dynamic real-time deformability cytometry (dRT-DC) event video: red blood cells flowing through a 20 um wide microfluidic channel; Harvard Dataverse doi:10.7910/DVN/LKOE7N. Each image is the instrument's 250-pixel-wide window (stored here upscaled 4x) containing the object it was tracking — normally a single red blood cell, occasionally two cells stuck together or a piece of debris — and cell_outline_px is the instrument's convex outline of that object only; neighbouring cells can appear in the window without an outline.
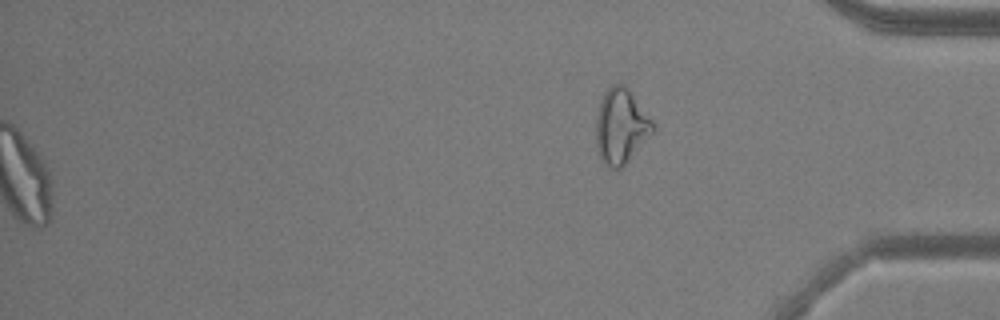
{"species": "common noctule bat (a hibernating species)", "species_latin": "Nyctalus noctula", "temperature_condition": "warm", "stored_images_in_passage": 45, "segment_of_instrument_passage": [2, 2], "camera_frame_rate_fps": 3000, "um_per_image_px": 0.085, "animal": {"sex": "male", "body_mass_g": 20.5, "forearm_length_mm": 52.5}, "frame": {"image": 1, "passage_image": 45, "time_ms": 14.667, "image_size_px": [1000, 320], "cell_outline_px": [[656, 132], [620, 168], [612, 168], [600, 156], [596, 144], [596, 116], [600, 100], [604, 92], [612, 84], [624, 84], [628, 88], [656, 124]], "centroid_in_image_um": [52.82, 10.69], "position_along_channel_um": 382.4, "area_um2": 24.91}}